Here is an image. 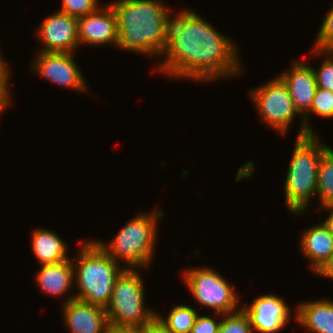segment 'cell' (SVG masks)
Here are the masks:
<instances>
[{"label": "cell", "instance_id": "4316f807", "mask_svg": "<svg viewBox=\"0 0 333 333\" xmlns=\"http://www.w3.org/2000/svg\"><path fill=\"white\" fill-rule=\"evenodd\" d=\"M9 80H0V116L12 102Z\"/></svg>", "mask_w": 333, "mask_h": 333}, {"label": "cell", "instance_id": "7402d4cb", "mask_svg": "<svg viewBox=\"0 0 333 333\" xmlns=\"http://www.w3.org/2000/svg\"><path fill=\"white\" fill-rule=\"evenodd\" d=\"M311 50L314 52V56H325L319 69L313 68L317 87L333 92V50Z\"/></svg>", "mask_w": 333, "mask_h": 333}, {"label": "cell", "instance_id": "52a82bcc", "mask_svg": "<svg viewBox=\"0 0 333 333\" xmlns=\"http://www.w3.org/2000/svg\"><path fill=\"white\" fill-rule=\"evenodd\" d=\"M183 278L198 305L214 310V316L234 313L241 309L236 290L215 269L208 266L187 268L183 272Z\"/></svg>", "mask_w": 333, "mask_h": 333}, {"label": "cell", "instance_id": "5b68a950", "mask_svg": "<svg viewBox=\"0 0 333 333\" xmlns=\"http://www.w3.org/2000/svg\"><path fill=\"white\" fill-rule=\"evenodd\" d=\"M164 214L163 209L138 213L117 232L111 242L93 240L117 263L123 261L125 268L146 269L154 262L157 225Z\"/></svg>", "mask_w": 333, "mask_h": 333}, {"label": "cell", "instance_id": "f546056e", "mask_svg": "<svg viewBox=\"0 0 333 333\" xmlns=\"http://www.w3.org/2000/svg\"><path fill=\"white\" fill-rule=\"evenodd\" d=\"M10 70V65L5 61L0 52V80H10Z\"/></svg>", "mask_w": 333, "mask_h": 333}, {"label": "cell", "instance_id": "7a4b0ae2", "mask_svg": "<svg viewBox=\"0 0 333 333\" xmlns=\"http://www.w3.org/2000/svg\"><path fill=\"white\" fill-rule=\"evenodd\" d=\"M110 5L117 18L116 47L143 56H163L172 15L163 0H115Z\"/></svg>", "mask_w": 333, "mask_h": 333}, {"label": "cell", "instance_id": "44dd1931", "mask_svg": "<svg viewBox=\"0 0 333 333\" xmlns=\"http://www.w3.org/2000/svg\"><path fill=\"white\" fill-rule=\"evenodd\" d=\"M323 118H333V92L317 87L310 111L303 117L305 129L315 134L309 119L312 115Z\"/></svg>", "mask_w": 333, "mask_h": 333}, {"label": "cell", "instance_id": "30bf717a", "mask_svg": "<svg viewBox=\"0 0 333 333\" xmlns=\"http://www.w3.org/2000/svg\"><path fill=\"white\" fill-rule=\"evenodd\" d=\"M35 34L42 43L37 52L75 53L79 47L78 18L58 10L42 21Z\"/></svg>", "mask_w": 333, "mask_h": 333}, {"label": "cell", "instance_id": "e0dca14e", "mask_svg": "<svg viewBox=\"0 0 333 333\" xmlns=\"http://www.w3.org/2000/svg\"><path fill=\"white\" fill-rule=\"evenodd\" d=\"M296 307L294 320L309 333H333V300L302 301Z\"/></svg>", "mask_w": 333, "mask_h": 333}, {"label": "cell", "instance_id": "6da1fadb", "mask_svg": "<svg viewBox=\"0 0 333 333\" xmlns=\"http://www.w3.org/2000/svg\"><path fill=\"white\" fill-rule=\"evenodd\" d=\"M215 28L195 10L184 8L171 15L164 59L157 71L171 79L205 83L238 77L243 71L238 46Z\"/></svg>", "mask_w": 333, "mask_h": 333}, {"label": "cell", "instance_id": "83f0119b", "mask_svg": "<svg viewBox=\"0 0 333 333\" xmlns=\"http://www.w3.org/2000/svg\"><path fill=\"white\" fill-rule=\"evenodd\" d=\"M143 333H172L158 319H154L151 323L143 327Z\"/></svg>", "mask_w": 333, "mask_h": 333}, {"label": "cell", "instance_id": "5bb4252c", "mask_svg": "<svg viewBox=\"0 0 333 333\" xmlns=\"http://www.w3.org/2000/svg\"><path fill=\"white\" fill-rule=\"evenodd\" d=\"M62 315L69 333H106L105 308L75 299L71 294L63 302Z\"/></svg>", "mask_w": 333, "mask_h": 333}, {"label": "cell", "instance_id": "ac0fdd59", "mask_svg": "<svg viewBox=\"0 0 333 333\" xmlns=\"http://www.w3.org/2000/svg\"><path fill=\"white\" fill-rule=\"evenodd\" d=\"M31 247L40 265L69 260L67 244L54 230L36 228L32 232Z\"/></svg>", "mask_w": 333, "mask_h": 333}, {"label": "cell", "instance_id": "ffe728a7", "mask_svg": "<svg viewBox=\"0 0 333 333\" xmlns=\"http://www.w3.org/2000/svg\"><path fill=\"white\" fill-rule=\"evenodd\" d=\"M198 314L197 309L183 304L172 308L167 318L156 311V319L172 333H190Z\"/></svg>", "mask_w": 333, "mask_h": 333}, {"label": "cell", "instance_id": "8992f818", "mask_svg": "<svg viewBox=\"0 0 333 333\" xmlns=\"http://www.w3.org/2000/svg\"><path fill=\"white\" fill-rule=\"evenodd\" d=\"M144 292L139 268H124L116 278L110 301L105 308L108 325L143 328L151 323L156 318V309L145 306Z\"/></svg>", "mask_w": 333, "mask_h": 333}, {"label": "cell", "instance_id": "9c48e42d", "mask_svg": "<svg viewBox=\"0 0 333 333\" xmlns=\"http://www.w3.org/2000/svg\"><path fill=\"white\" fill-rule=\"evenodd\" d=\"M75 53L37 52L31 71L57 86L88 92L87 81L77 62ZM86 81V82H85Z\"/></svg>", "mask_w": 333, "mask_h": 333}, {"label": "cell", "instance_id": "277c9868", "mask_svg": "<svg viewBox=\"0 0 333 333\" xmlns=\"http://www.w3.org/2000/svg\"><path fill=\"white\" fill-rule=\"evenodd\" d=\"M80 247L77 259H72L74 285L78 291L74 297L106 308L116 278L125 266L112 259L93 239L84 240Z\"/></svg>", "mask_w": 333, "mask_h": 333}, {"label": "cell", "instance_id": "603a6c76", "mask_svg": "<svg viewBox=\"0 0 333 333\" xmlns=\"http://www.w3.org/2000/svg\"><path fill=\"white\" fill-rule=\"evenodd\" d=\"M218 333H254L248 316L242 309L230 314H222Z\"/></svg>", "mask_w": 333, "mask_h": 333}, {"label": "cell", "instance_id": "7c38bea8", "mask_svg": "<svg viewBox=\"0 0 333 333\" xmlns=\"http://www.w3.org/2000/svg\"><path fill=\"white\" fill-rule=\"evenodd\" d=\"M290 69L283 71L278 77L285 83L294 106L302 119L297 137L311 135L304 126L303 117L310 111L317 83L313 67L300 60H292Z\"/></svg>", "mask_w": 333, "mask_h": 333}, {"label": "cell", "instance_id": "1f68e13d", "mask_svg": "<svg viewBox=\"0 0 333 333\" xmlns=\"http://www.w3.org/2000/svg\"><path fill=\"white\" fill-rule=\"evenodd\" d=\"M324 210L329 211L330 214L327 216V219L323 220L324 224L328 227V229L330 230V233L333 236V206H329L326 208H322Z\"/></svg>", "mask_w": 333, "mask_h": 333}, {"label": "cell", "instance_id": "d6986e66", "mask_svg": "<svg viewBox=\"0 0 333 333\" xmlns=\"http://www.w3.org/2000/svg\"><path fill=\"white\" fill-rule=\"evenodd\" d=\"M318 205L321 208L333 206V149H329L320 159L317 174Z\"/></svg>", "mask_w": 333, "mask_h": 333}, {"label": "cell", "instance_id": "9a60e30c", "mask_svg": "<svg viewBox=\"0 0 333 333\" xmlns=\"http://www.w3.org/2000/svg\"><path fill=\"white\" fill-rule=\"evenodd\" d=\"M318 223L303 230L299 242L302 254L308 259L311 270L316 274L333 254V236L323 221Z\"/></svg>", "mask_w": 333, "mask_h": 333}, {"label": "cell", "instance_id": "2e32d148", "mask_svg": "<svg viewBox=\"0 0 333 333\" xmlns=\"http://www.w3.org/2000/svg\"><path fill=\"white\" fill-rule=\"evenodd\" d=\"M72 258L55 264L40 265L36 274V285L44 294L51 297L68 295L74 286ZM68 292V293H67Z\"/></svg>", "mask_w": 333, "mask_h": 333}, {"label": "cell", "instance_id": "d4e9b609", "mask_svg": "<svg viewBox=\"0 0 333 333\" xmlns=\"http://www.w3.org/2000/svg\"><path fill=\"white\" fill-rule=\"evenodd\" d=\"M315 39L313 49L333 50V6L326 13Z\"/></svg>", "mask_w": 333, "mask_h": 333}, {"label": "cell", "instance_id": "8fae6325", "mask_svg": "<svg viewBox=\"0 0 333 333\" xmlns=\"http://www.w3.org/2000/svg\"><path fill=\"white\" fill-rule=\"evenodd\" d=\"M241 309L248 316L255 333H279L290 322L289 305L275 294H265L254 298L250 305L243 304Z\"/></svg>", "mask_w": 333, "mask_h": 333}, {"label": "cell", "instance_id": "cb8c5ba5", "mask_svg": "<svg viewBox=\"0 0 333 333\" xmlns=\"http://www.w3.org/2000/svg\"><path fill=\"white\" fill-rule=\"evenodd\" d=\"M98 3L99 0H62V7L58 11L80 18L98 10L101 7V4Z\"/></svg>", "mask_w": 333, "mask_h": 333}, {"label": "cell", "instance_id": "3957f363", "mask_svg": "<svg viewBox=\"0 0 333 333\" xmlns=\"http://www.w3.org/2000/svg\"><path fill=\"white\" fill-rule=\"evenodd\" d=\"M295 142L283 190L287 209L297 216L308 210L316 199L318 165L331 147L320 142L316 134L297 137Z\"/></svg>", "mask_w": 333, "mask_h": 333}, {"label": "cell", "instance_id": "4dcf8cb0", "mask_svg": "<svg viewBox=\"0 0 333 333\" xmlns=\"http://www.w3.org/2000/svg\"><path fill=\"white\" fill-rule=\"evenodd\" d=\"M318 276L333 280V254L325 266L317 273Z\"/></svg>", "mask_w": 333, "mask_h": 333}, {"label": "cell", "instance_id": "ba28073f", "mask_svg": "<svg viewBox=\"0 0 333 333\" xmlns=\"http://www.w3.org/2000/svg\"><path fill=\"white\" fill-rule=\"evenodd\" d=\"M249 93L261 122L279 134L286 135L295 116L300 114L285 83L276 76L251 89Z\"/></svg>", "mask_w": 333, "mask_h": 333}, {"label": "cell", "instance_id": "f1b7e54d", "mask_svg": "<svg viewBox=\"0 0 333 333\" xmlns=\"http://www.w3.org/2000/svg\"><path fill=\"white\" fill-rule=\"evenodd\" d=\"M106 333H143V328L114 327L109 325Z\"/></svg>", "mask_w": 333, "mask_h": 333}, {"label": "cell", "instance_id": "4fadbf2b", "mask_svg": "<svg viewBox=\"0 0 333 333\" xmlns=\"http://www.w3.org/2000/svg\"><path fill=\"white\" fill-rule=\"evenodd\" d=\"M79 46H116L118 42L117 18L112 6L103 5L93 13L78 18Z\"/></svg>", "mask_w": 333, "mask_h": 333}, {"label": "cell", "instance_id": "484cf974", "mask_svg": "<svg viewBox=\"0 0 333 333\" xmlns=\"http://www.w3.org/2000/svg\"><path fill=\"white\" fill-rule=\"evenodd\" d=\"M221 319L211 318V316H204L198 314L190 333H218Z\"/></svg>", "mask_w": 333, "mask_h": 333}]
</instances>
